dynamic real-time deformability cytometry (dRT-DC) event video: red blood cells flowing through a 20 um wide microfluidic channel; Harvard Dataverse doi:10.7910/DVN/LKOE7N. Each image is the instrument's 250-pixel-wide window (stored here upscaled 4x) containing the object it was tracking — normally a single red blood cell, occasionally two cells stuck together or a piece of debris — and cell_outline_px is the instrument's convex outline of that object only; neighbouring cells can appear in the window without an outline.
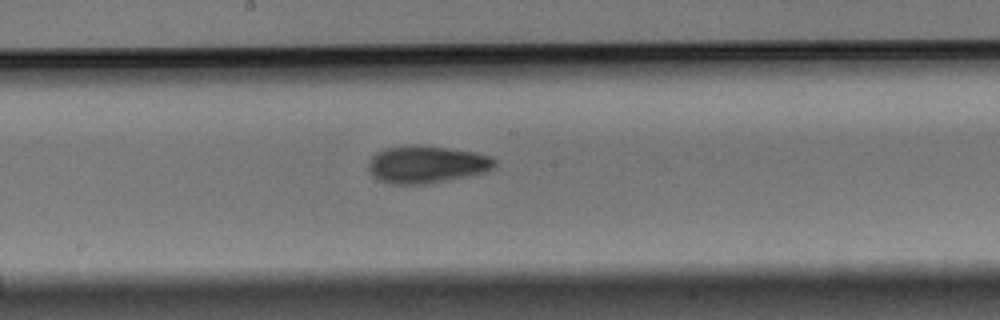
{"species": "Egyptian fruit bat (a non-hibernating species)", "species_latin": "Rousettus aegyptiacus", "temperature_condition": "warm", "stored_images_in_passage": 8, "camera_frame_rate_fps": 3000, "um_per_image_px": 0.085, "animal": {"sex": "male"}, "frame": {"image": 1, "passage_image": 8, "time_ms": 2.333, "image_size_px": [1000, 320], "cell_outline_px": [[496, 164], [492, 168], [484, 172], [424, 184], [392, 184], [380, 180], [372, 176], [368, 172], [368, 160], [376, 152], [384, 148], [416, 144], [448, 148], [476, 152], [492, 156], [496, 160]], "centroid_in_image_um": [36.21, 13.95], "position_along_channel_um": 212.0, "area_um2": 27.51}}